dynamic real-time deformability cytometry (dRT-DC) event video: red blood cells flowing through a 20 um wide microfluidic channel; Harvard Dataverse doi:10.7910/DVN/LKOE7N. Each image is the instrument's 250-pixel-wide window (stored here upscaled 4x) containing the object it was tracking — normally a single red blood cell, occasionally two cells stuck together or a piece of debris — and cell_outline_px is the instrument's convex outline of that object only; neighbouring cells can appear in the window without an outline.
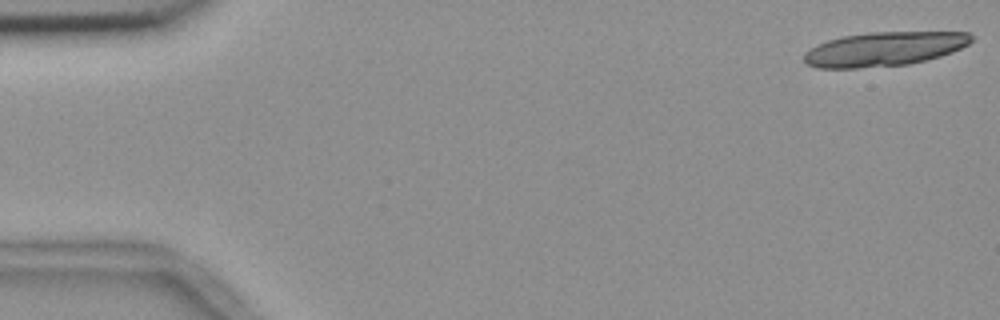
{"species": "common noctule bat (a hibernating species)", "species_latin": "Nyctalus noctula", "temperature_condition": "room temperature", "stored_images_in_passage": 19, "camera_frame_rate_fps": 3000, "um_per_image_px": 0.085, "animal": {"sex": "female", "body_mass_g": 18.4}, "frame": {"image": 1, "passage_image": 1, "time_ms": 0.0, "image_size_px": [1000, 320], "cell_outline_px": [[972, 40], [968, 44], [952, 52], [940, 56], [908, 64], [856, 68], [816, 68], [808, 64], [804, 60], [804, 52], [816, 44], [828, 40], [844, 36], [868, 32], [968, 32], [972, 36]], "centroid_in_image_um": [75.12, 4.16], "position_along_channel_um": 9.9, "area_um2": 33.18}}